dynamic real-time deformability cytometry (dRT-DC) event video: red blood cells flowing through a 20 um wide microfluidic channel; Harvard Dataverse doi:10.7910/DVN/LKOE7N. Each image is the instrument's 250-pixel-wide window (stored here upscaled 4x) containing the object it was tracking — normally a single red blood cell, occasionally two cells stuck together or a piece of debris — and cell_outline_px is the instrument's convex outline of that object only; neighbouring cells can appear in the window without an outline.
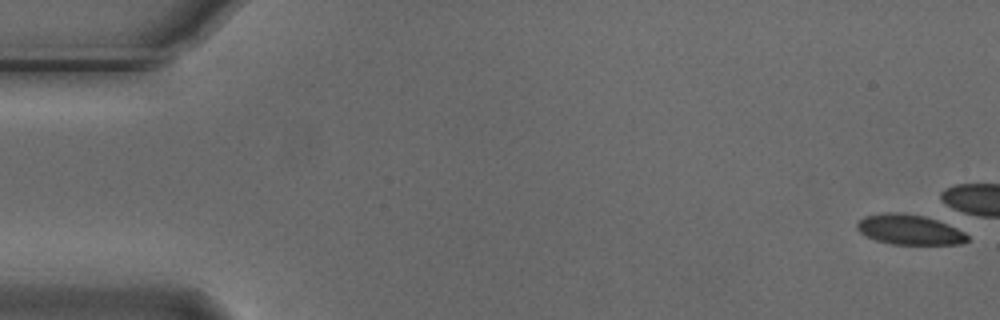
{"species": "Egyptian fruit bat (a non-hibernating species)", "species_latin": "Rousettus aegyptiacus", "temperature_condition": "cold", "stored_images_in_passage": 1, "camera_frame_rate_fps": 3000, "um_per_image_px": 0.085, "animal": {"sex": "male"}, "frame": {"image": 1, "passage_image": 1, "time_ms": 0.0, "image_size_px": [1000, 320], "cell_outline_px": [[968, 240], [960, 244], [892, 244], [876, 240], [860, 232], [856, 228], [856, 224], [864, 216], [884, 212], [904, 212], [948, 220], [964, 232], [968, 236]], "centroid_in_image_um": [77.38, 19.48], "position_along_channel_um": 7.6, "area_um2": 19.94}}